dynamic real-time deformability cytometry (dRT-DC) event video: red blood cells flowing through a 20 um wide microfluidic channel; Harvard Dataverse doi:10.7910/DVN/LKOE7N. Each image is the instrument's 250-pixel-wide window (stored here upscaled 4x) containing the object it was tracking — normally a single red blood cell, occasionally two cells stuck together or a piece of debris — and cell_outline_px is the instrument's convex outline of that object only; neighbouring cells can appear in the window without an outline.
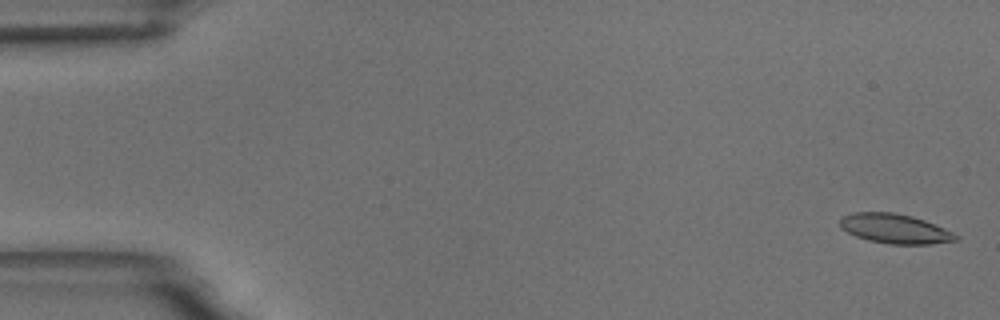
{"species": "common noctule bat (a hibernating species)", "species_latin": "Nyctalus noctula", "temperature_condition": "room temperature", "stored_images_in_passage": 57, "camera_frame_rate_fps": 3000, "um_per_image_px": 0.085, "animal": {"sex": "male", "body_mass_g": 18.8}, "frame": {"image": 1, "passage_image": 2, "time_ms": 0.333, "image_size_px": [1000, 320], "cell_outline_px": [[960, 240], [928, 244], [888, 244], [868, 240], [856, 236], [840, 228], [840, 216], [852, 212], [896, 212], [912, 216], [924, 220], [944, 228], [960, 236]], "centroid_in_image_um": [76.05, 19.43], "position_along_channel_um": 8.9, "area_um2": 20.11}}
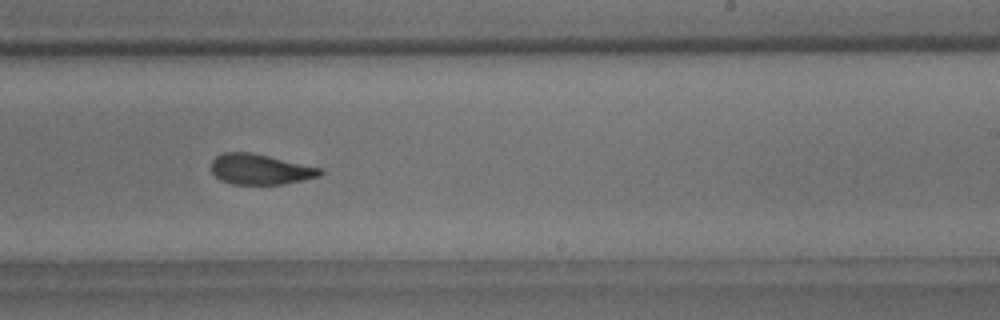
{"frame": {"image": 2, "passage_image": 35, "time_ms": 11.333, "image_size_px": [1000, 320], "cell_outline_px": [[324, 172], [320, 176], [284, 184], [232, 184], [220, 180], [212, 172], [212, 160], [216, 156], [224, 152], [252, 152], [324, 168]], "centroid_in_image_um": [22.15, 14.38], "position_along_channel_um": 266.8, "area_um2": 19.48}}
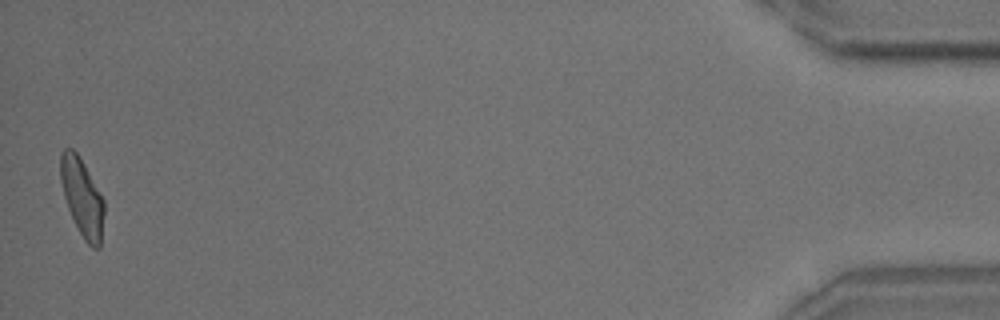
{"frame": {"image": 3, "passage_image": 56, "time_ms": 18.333, "image_size_px": [1000, 320], "cell_outline_px": [[104, 212], [100, 248], [92, 248], [84, 240], [68, 208], [64, 196], [60, 180], [60, 152], [64, 148], [72, 148], [80, 156], [104, 200]], "centroid_in_image_um": [6.97, 16.75], "position_along_channel_um": 428.2, "area_um2": 19.71}, "authors_computed_cell_mechanics": {"area_um2": 20.1144, "velocity_mm_per_s": 3.6094, "shape_relaxation_time_tau1_ms": 4.2618, "shape_relaxation_time_tau2_ms": 1.7443, "deformation_change_tau1": 0.1614, "deformation_change_tau2": 0.0924}}